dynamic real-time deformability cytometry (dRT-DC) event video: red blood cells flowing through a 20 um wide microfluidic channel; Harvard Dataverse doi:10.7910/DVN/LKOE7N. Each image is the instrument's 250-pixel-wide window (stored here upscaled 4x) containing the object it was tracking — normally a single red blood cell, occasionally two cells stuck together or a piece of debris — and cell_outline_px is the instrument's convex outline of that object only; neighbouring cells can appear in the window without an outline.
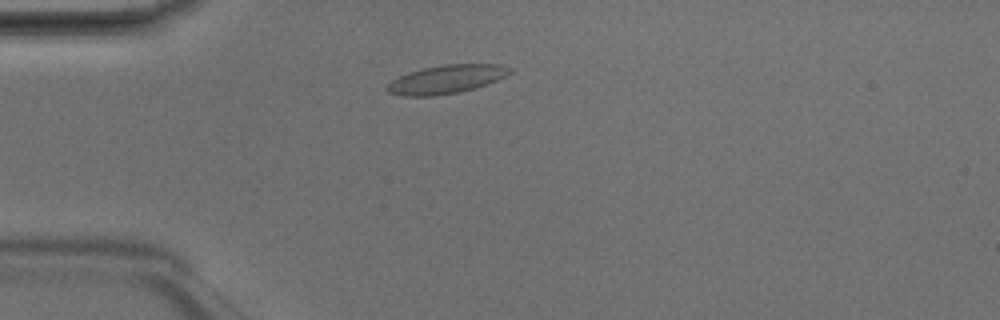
{"species": "Egyptian fruit bat (a non-hibernating species)", "species_latin": "Rousettus aegyptiacus", "temperature_condition": "room temperature", "stored_images_in_passage": 37, "camera_frame_rate_fps": 3000, "um_per_image_px": 0.085, "animal": {"sex": "male"}, "frame": {"image": 1, "passage_image": 7, "time_ms": 2.0, "image_size_px": [1000, 320], "cell_outline_px": [[512, 72], [496, 80], [460, 92], [432, 96], [404, 96], [388, 92], [384, 88], [392, 80], [408, 72], [424, 68], [444, 64], [500, 64], [512, 68]], "centroid_in_image_um": [37.91, 6.73], "position_along_channel_um": 47.1, "area_um2": 20.17}}
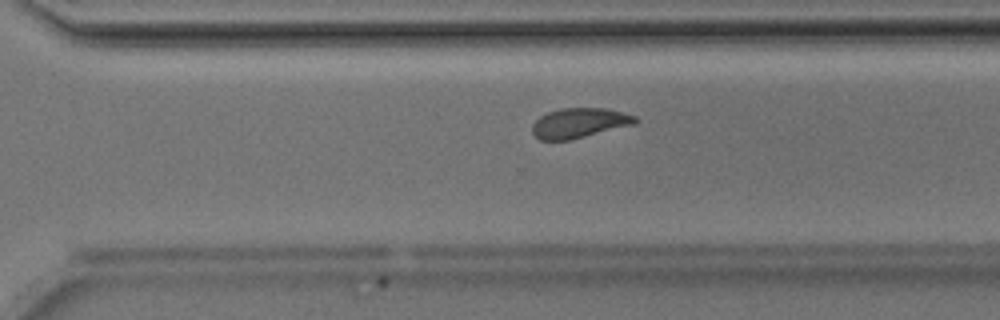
{"frame": {"image": 2, "passage_image": 28, "time_ms": 9.0, "image_size_px": [1000, 320], "cell_outline_px": [[640, 120], [636, 124], [572, 140], [540, 140], [532, 132], [532, 124], [540, 116], [548, 112], [560, 108], [604, 108], [636, 116]], "centroid_in_image_um": [49.26, 10.46], "position_along_channel_um": 321.3, "area_um2": 18.09}}
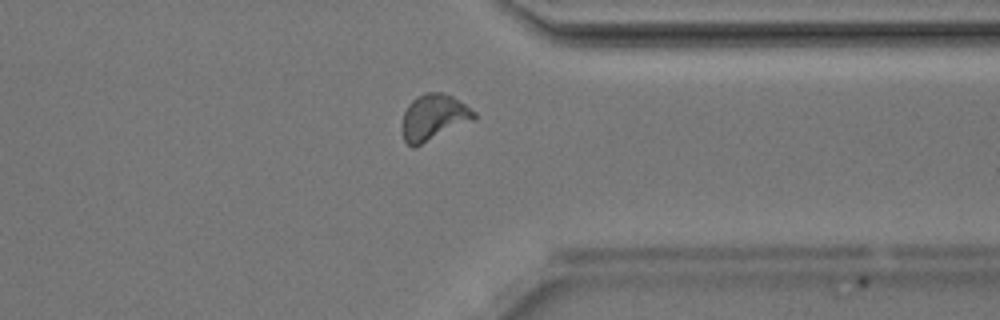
{"frame": {"image": 3, "passage_image": 32, "time_ms": 10.333, "image_size_px": [1000, 320], "cell_outline_px": [[476, 116], [472, 120], [412, 148], [404, 140], [400, 128], [404, 112], [408, 104], [416, 96], [424, 92], [440, 92], [452, 96], [476, 112]], "centroid_in_image_um": [36.8, 9.95], "position_along_channel_um": 374.6, "area_um2": 19.07}, "authors_computed_cell_mechanics": {"area_um2": 18.5538, "velocity_mm_per_s": 4.1657, "shape_relaxation_time_tau1_ms": 7.607, "shape_relaxation_time_tau2_ms": 0.4494, "deformation_change_tau1": 0.187, "deformation_change_tau2": 0.0523}}